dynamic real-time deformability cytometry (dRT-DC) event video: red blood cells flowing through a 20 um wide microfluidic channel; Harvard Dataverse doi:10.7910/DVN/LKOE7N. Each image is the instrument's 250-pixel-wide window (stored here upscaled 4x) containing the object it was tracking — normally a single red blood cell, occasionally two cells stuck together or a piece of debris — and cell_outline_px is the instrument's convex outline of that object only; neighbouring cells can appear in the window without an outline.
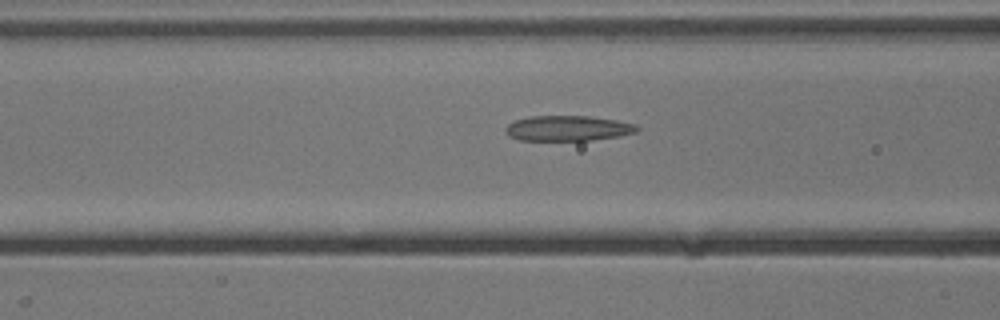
{"species": "common noctule bat (a hibernating species)", "species_latin": "Nyctalus noctula", "temperature_condition": "cold", "stored_images_in_passage": 14, "camera_frame_rate_fps": 3000, "um_per_image_px": 0.085, "animal": {"sex": "male", "body_mass_g": 13.3}, "frame": {"image": 1, "passage_image": 12, "time_ms": 3.667, "image_size_px": [1000, 320], "cell_outline_px": [[640, 128], [636, 132], [620, 136], [592, 140], [520, 140], [508, 136], [504, 132], [504, 128], [508, 124], [516, 120], [528, 116], [588, 116], [616, 120], [636, 124]], "centroid_in_image_um": [48.25, 10.9], "position_along_channel_um": 118.3, "area_um2": 19.48}}